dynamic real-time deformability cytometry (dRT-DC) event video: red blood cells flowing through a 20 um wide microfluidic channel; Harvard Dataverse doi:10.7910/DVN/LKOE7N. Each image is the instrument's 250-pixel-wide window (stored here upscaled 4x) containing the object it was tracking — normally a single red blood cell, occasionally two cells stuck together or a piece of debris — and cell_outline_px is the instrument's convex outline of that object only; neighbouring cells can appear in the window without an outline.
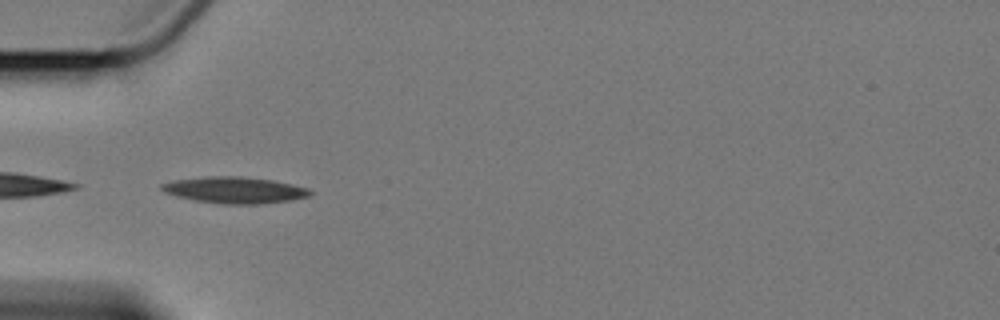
{"species": "Egyptian fruit bat (a non-hibernating species)", "species_latin": "Rousettus aegyptiacus", "temperature_condition": "cold", "stored_images_in_passage": 8, "camera_frame_rate_fps": 3000, "um_per_image_px": 0.085, "animal": {"sex": "female"}, "frame": {"image": 1, "passage_image": 4, "time_ms": 5.0, "image_size_px": [1000, 320], "cell_outline_px": [[312, 192], [308, 196], [292, 200], [260, 204], [224, 204], [192, 200], [176, 196], [164, 192], [160, 188], [160, 184], [172, 180], [204, 176], [240, 176], [272, 180], [292, 184], [308, 188]], "centroid_in_image_um": [19.9, 16.15], "position_along_channel_um": 65.1, "area_um2": 23.0}}
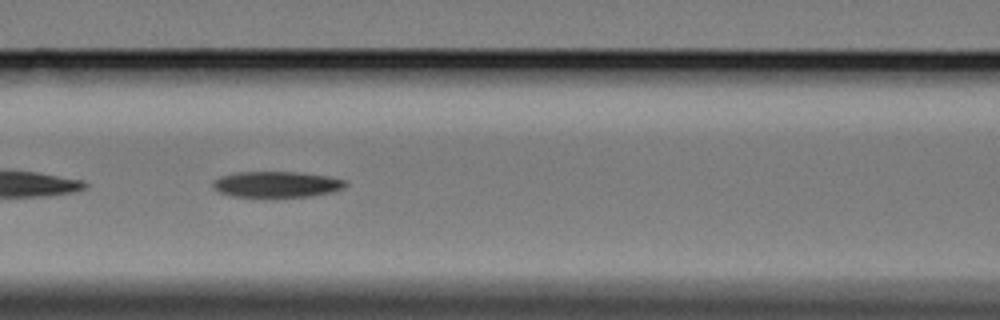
{"frame": {"image": 2, "passage_image": 6, "time_ms": 7.333, "image_size_px": [1000, 320], "cell_outline_px": [[348, 184], [344, 188], [332, 192], [312, 196], [268, 200], [264, 200], [232, 196], [220, 192], [212, 184], [212, 180], [220, 176], [236, 172], [300, 172], [328, 176], [344, 180]], "centroid_in_image_um": [23.5, 15.72], "position_along_channel_um": 143.1, "area_um2": 21.1}}
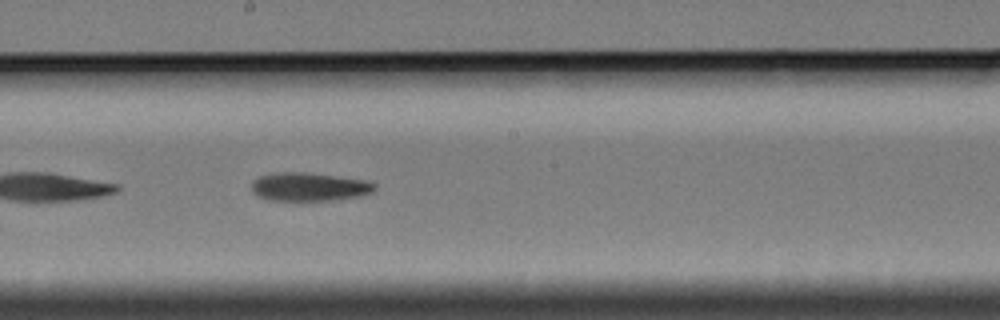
{"frame": {"image": 3, "passage_image": 8, "time_ms": 9.667, "image_size_px": [1000, 320], "cell_outline_px": [[376, 188], [372, 192], [360, 196], [332, 200], [272, 200], [260, 196], [252, 192], [252, 180], [260, 176], [276, 172], [308, 172], [368, 180], [376, 184]], "centroid_in_image_um": [26.31, 15.86], "position_along_channel_um": 221.9, "area_um2": 20.46}}